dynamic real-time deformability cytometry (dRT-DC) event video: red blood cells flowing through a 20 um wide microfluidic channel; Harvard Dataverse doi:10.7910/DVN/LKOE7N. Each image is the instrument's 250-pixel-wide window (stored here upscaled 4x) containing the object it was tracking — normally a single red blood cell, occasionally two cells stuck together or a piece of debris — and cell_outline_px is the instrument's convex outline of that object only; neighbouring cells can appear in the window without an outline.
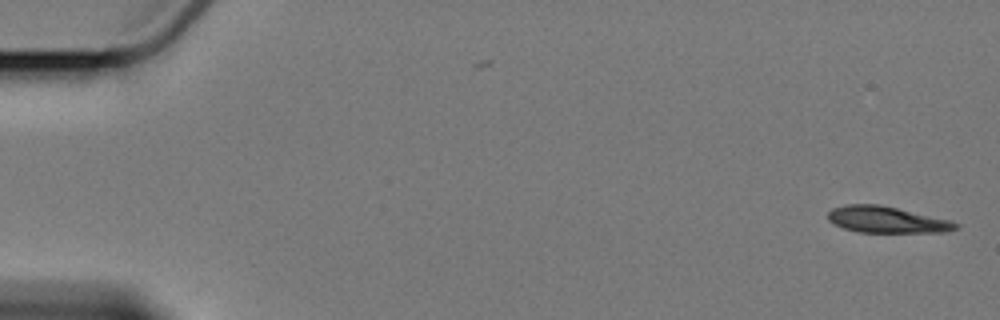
{"species": "Egyptian fruit bat (a non-hibernating species)", "species_latin": "Rousettus aegyptiacus", "temperature_condition": "cold", "stored_images_in_passage": 2, "camera_frame_rate_fps": 3000, "um_per_image_px": 0.085, "animal": {"sex": "female"}, "frame": {"image": 1, "passage_image": 2, "time_ms": 1.0, "image_size_px": [1000, 320], "cell_outline_px": [[960, 224], [956, 228], [944, 232], [860, 232], [844, 228], [828, 220], [828, 212], [832, 208], [844, 204], [880, 204], [952, 220]], "centroid_in_image_um": [75.38, 18.66], "position_along_channel_um": 9.6, "area_um2": 19.65}}